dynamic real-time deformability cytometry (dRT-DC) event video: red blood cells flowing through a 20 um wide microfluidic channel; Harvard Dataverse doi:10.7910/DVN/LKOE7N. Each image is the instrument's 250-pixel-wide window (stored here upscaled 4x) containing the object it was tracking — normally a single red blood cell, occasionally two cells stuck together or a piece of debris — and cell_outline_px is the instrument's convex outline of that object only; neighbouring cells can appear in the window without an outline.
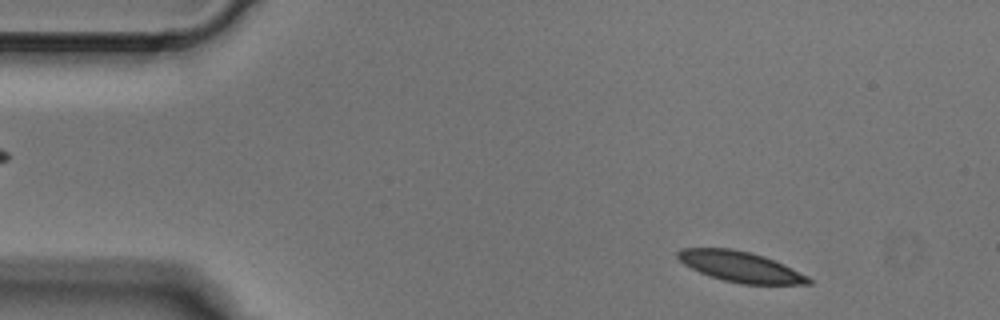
{"species": "Egyptian fruit bat (a non-hibernating species)", "species_latin": "Rousettus aegyptiacus", "temperature_condition": "cold", "stored_images_in_passage": 5, "segment_of_instrument_passage": [2, 2], "camera_frame_rate_fps": 3000, "um_per_image_px": 0.085, "animal": {"sex": "male"}, "frame": {"image": 1, "passage_image": 5, "time_ms": 1.333, "image_size_px": [1000, 320], "cell_outline_px": [[812, 284], [740, 284], [724, 280], [700, 272], [684, 264], [676, 256], [676, 252], [680, 248], [732, 248], [764, 256], [784, 264], [808, 276], [812, 280]], "centroid_in_image_um": [62.94, 22.66], "position_along_channel_um": 22.1, "area_um2": 23.12}}